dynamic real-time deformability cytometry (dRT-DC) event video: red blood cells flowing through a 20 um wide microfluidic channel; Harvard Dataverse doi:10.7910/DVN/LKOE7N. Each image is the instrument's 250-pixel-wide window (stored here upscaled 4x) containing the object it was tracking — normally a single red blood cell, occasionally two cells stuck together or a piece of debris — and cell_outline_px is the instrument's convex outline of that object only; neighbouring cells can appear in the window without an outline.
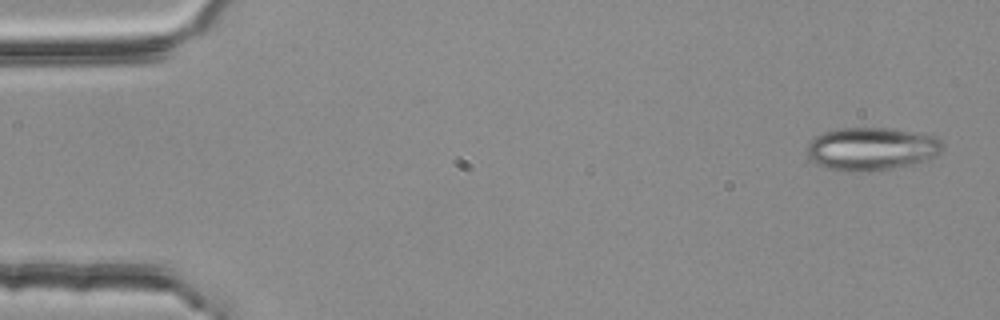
{"species": "common noctule bat (a hibernating species)", "species_latin": "Nyctalus noctula", "temperature_condition": "room temperature", "stored_images_in_passage": 3, "camera_frame_rate_fps": 3000, "um_per_image_px": 0.085, "animal": {"sex": "female", "body_mass_g": 25.1}, "frame": {"image": 1, "passage_image": 1, "time_ms": 0.0, "image_size_px": [1000, 320], "cell_outline_px": [[944, 148], [936, 156], [928, 160], [868, 172], [844, 172], [824, 168], [816, 164], [808, 156], [808, 144], [816, 136], [824, 132], [840, 128], [888, 128], [936, 136], [944, 144]], "centroid_in_image_um": [74.07, 12.66], "position_along_channel_um": 10.9, "area_um2": 33.99}}